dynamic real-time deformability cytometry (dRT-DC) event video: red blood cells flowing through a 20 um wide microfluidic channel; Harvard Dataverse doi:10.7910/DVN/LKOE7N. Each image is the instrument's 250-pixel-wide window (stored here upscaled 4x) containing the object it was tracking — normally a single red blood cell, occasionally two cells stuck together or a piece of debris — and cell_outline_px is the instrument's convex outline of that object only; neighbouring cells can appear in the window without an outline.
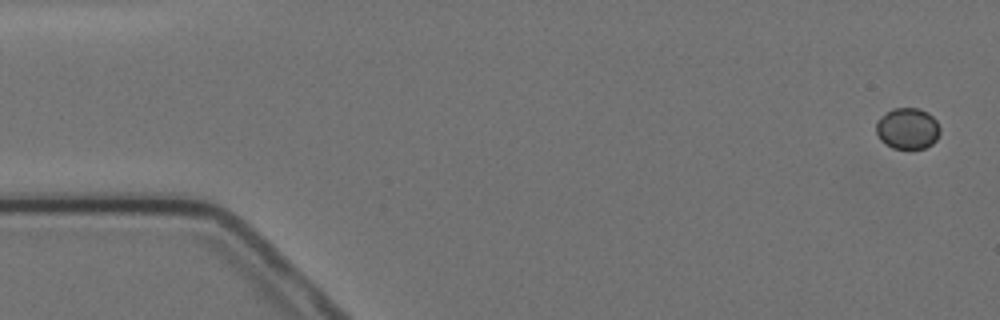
{"species": "Egyptian fruit bat (a non-hibernating species)", "species_latin": "Rousettus aegyptiacus", "temperature_condition": "cold", "stored_images_in_passage": 4, "camera_frame_rate_fps": 3000, "um_per_image_px": 0.085, "animal": {"sex": "female"}, "frame": {"image": 1, "passage_image": 1, "time_ms": 0.0, "image_size_px": [1000, 320], "cell_outline_px": [[940, 132], [936, 140], [932, 144], [924, 148], [892, 148], [884, 144], [880, 140], [876, 132], [876, 120], [892, 108], [920, 108], [928, 112], [936, 120], [940, 128]], "centroid_in_image_um": [77.13, 10.91], "position_along_channel_um": 7.9, "area_um2": 15.49}}